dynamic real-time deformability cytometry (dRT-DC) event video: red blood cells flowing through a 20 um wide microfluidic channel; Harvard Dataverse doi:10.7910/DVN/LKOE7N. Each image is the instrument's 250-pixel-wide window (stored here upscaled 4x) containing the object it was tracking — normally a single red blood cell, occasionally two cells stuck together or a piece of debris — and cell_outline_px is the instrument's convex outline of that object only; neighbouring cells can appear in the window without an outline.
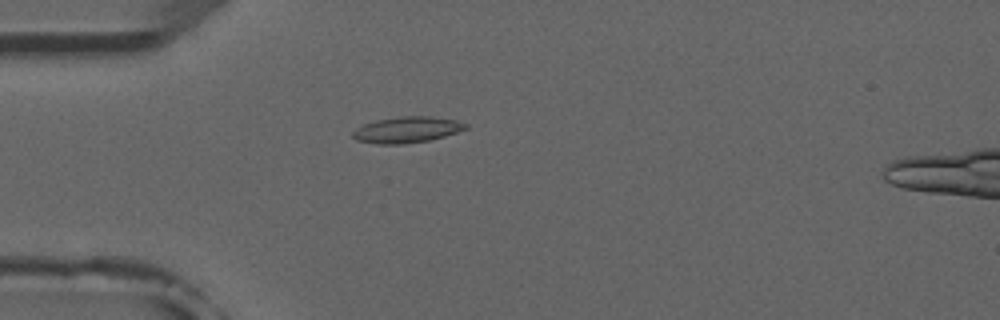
{"species": "common noctule bat (a hibernating species)", "species_latin": "Nyctalus noctula", "temperature_condition": "room temperature", "stored_images_in_passage": 5, "camera_frame_rate_fps": 3000, "um_per_image_px": 0.085, "animal": {"sex": "male", "forearm_length_mm": 52.5}, "frame": {"image": 1, "passage_image": 4, "time_ms": 4.333, "image_size_px": [1000, 320], "cell_outline_px": [[468, 128], [444, 136], [428, 140], [400, 144], [376, 144], [356, 140], [352, 136], [352, 132], [356, 128], [364, 124], [376, 120], [404, 116], [432, 116], [456, 120], [468, 124]], "centroid_in_image_um": [34.58, 11.02], "position_along_channel_um": 50.4, "area_um2": 17.05}}